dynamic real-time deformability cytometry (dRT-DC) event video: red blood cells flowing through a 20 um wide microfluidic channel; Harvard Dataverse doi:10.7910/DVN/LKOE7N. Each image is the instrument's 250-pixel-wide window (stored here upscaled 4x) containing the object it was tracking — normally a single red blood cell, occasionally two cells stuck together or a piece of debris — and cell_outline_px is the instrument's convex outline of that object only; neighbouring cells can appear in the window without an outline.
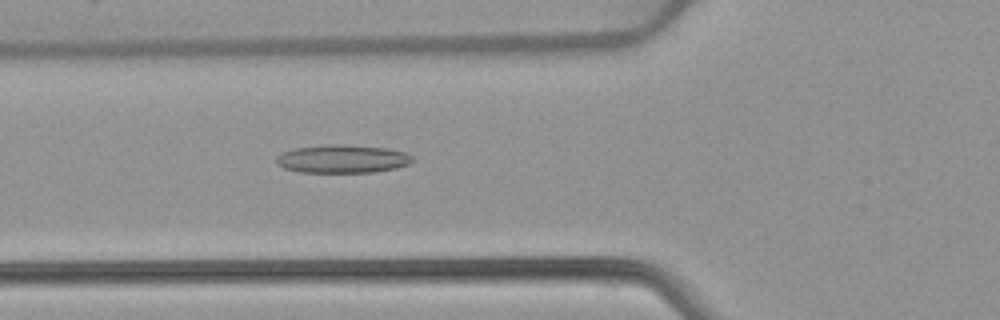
{"species": "common noctule bat (a hibernating species)", "species_latin": "Nyctalus noctula", "temperature_condition": "warm", "stored_images_in_passage": 41, "camera_frame_rate_fps": 3000, "um_per_image_px": 0.085, "animal": {"sex": "female", "body_mass_g": 22.7, "forearm_length_mm": 54.2}, "frame": {"image": 1, "passage_image": 8, "time_ms": 2.333, "image_size_px": [1000, 320], "cell_outline_px": [[412, 160], [408, 164], [396, 168], [372, 172], [300, 172], [284, 168], [276, 164], [276, 156], [280, 152], [292, 148], [324, 144], [340, 144], [388, 148], [404, 152], [412, 156]], "centroid_in_image_um": [29.03, 13.49], "position_along_channel_um": 96.8, "area_um2": 22.54}}
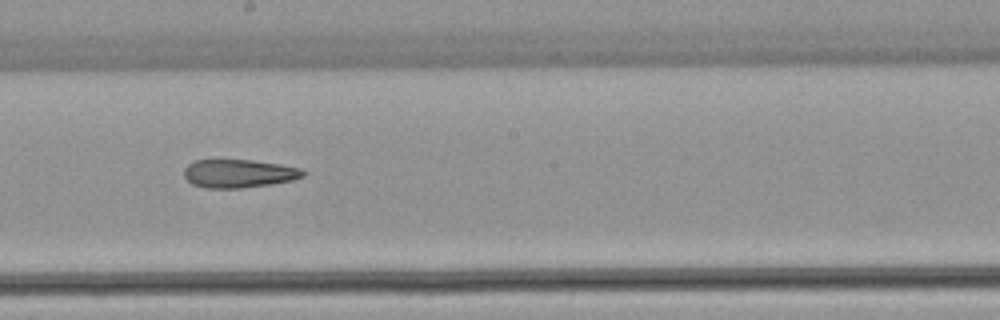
{"frame": {"image": 2, "passage_image": 18, "time_ms": 5.667, "image_size_px": [1000, 320], "cell_outline_px": [[304, 176], [292, 180], [272, 184], [240, 188], [204, 188], [192, 184], [184, 176], [184, 168], [188, 164], [196, 160], [252, 160], [280, 164], [300, 168], [304, 172]], "centroid_in_image_um": [20.28, 14.75], "position_along_channel_um": 227.9, "area_um2": 19.59}}
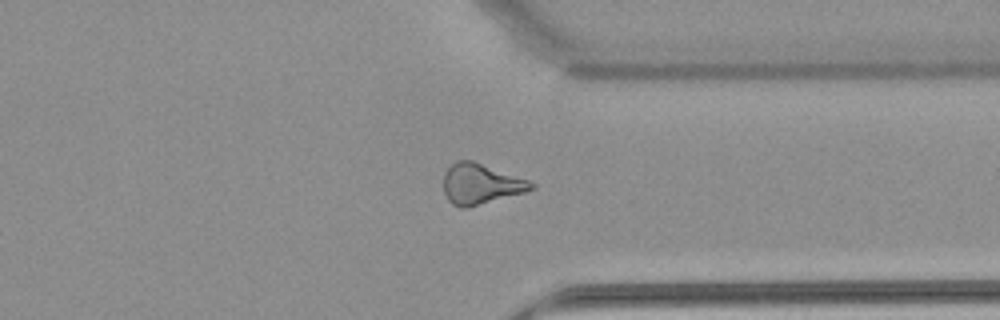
{"frame": {"image": 3, "passage_image": 29, "time_ms": 9.333, "image_size_px": [1000, 320], "cell_outline_px": [[536, 188], [524, 192], [468, 208], [460, 208], [452, 204], [448, 200], [444, 192], [444, 172], [456, 160], [472, 160], [528, 180], [536, 184]], "centroid_in_image_um": [40.84, 15.64], "position_along_channel_um": 370.6, "area_um2": 20.63}, "authors_computed_cell_mechanics": {"area_um2": 20.9236, "velocity_mm_per_s": 3.9275, "shape_relaxation_time_tau1_ms": null, "shape_relaxation_time_tau2_ms": 6.1536, "deformation_change_tau1": null, "deformation_change_tau2": 0.1971}}